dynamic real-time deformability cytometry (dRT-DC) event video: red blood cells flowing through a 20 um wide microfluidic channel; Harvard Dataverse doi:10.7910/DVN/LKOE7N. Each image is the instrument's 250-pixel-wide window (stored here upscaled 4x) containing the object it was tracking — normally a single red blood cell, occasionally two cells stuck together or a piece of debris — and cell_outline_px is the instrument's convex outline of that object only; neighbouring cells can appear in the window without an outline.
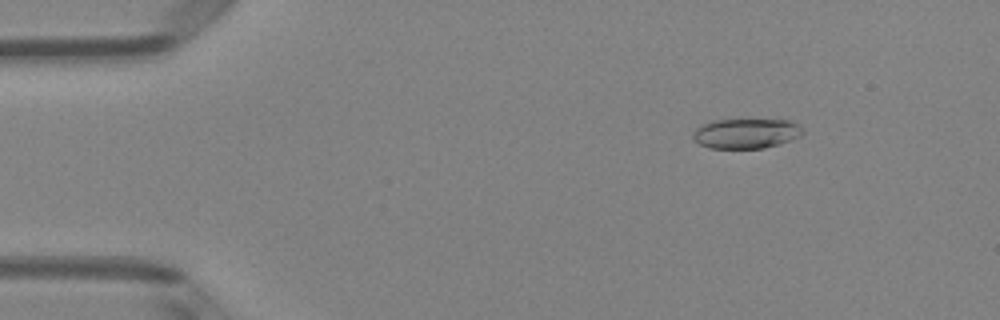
{"species": "Egyptian fruit bat (a non-hibernating species)", "species_latin": "Rousettus aegyptiacus", "temperature_condition": "room temperature", "stored_images_in_passage": 49, "camera_frame_rate_fps": 3000, "um_per_image_px": 0.085, "animal": {"sex": "female"}, "frame": {"image": 1, "passage_image": 5, "time_ms": 1.333, "image_size_px": [1000, 320], "cell_outline_px": [[804, 132], [800, 136], [792, 140], [780, 144], [764, 148], [708, 148], [700, 144], [692, 136], [692, 132], [696, 128], [712, 120], [788, 120], [804, 128]], "centroid_in_image_um": [63.43, 11.35], "position_along_channel_um": 21.6, "area_um2": 19.13}}
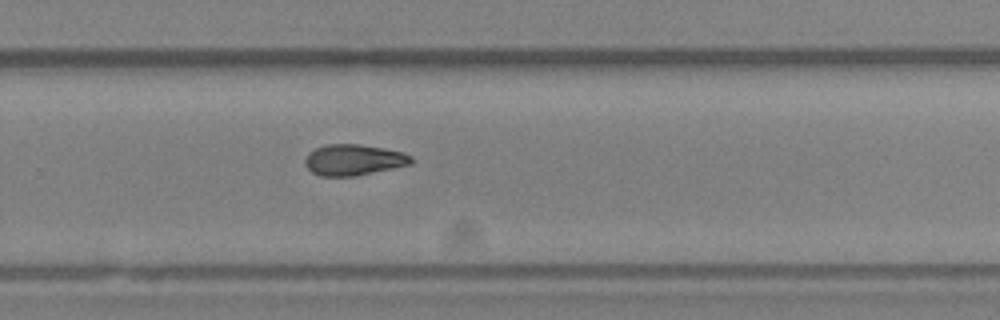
{"frame": {"image": 2, "passage_image": 32, "time_ms": 10.333, "image_size_px": [1000, 320], "cell_outline_px": [[412, 164], [352, 176], [320, 176], [312, 172], [304, 164], [304, 160], [308, 152], [316, 148], [328, 144], [360, 144], [384, 148], [404, 152], [412, 156]], "centroid_in_image_um": [30.04, 13.58], "position_along_channel_um": 299.8, "area_um2": 19.13}}
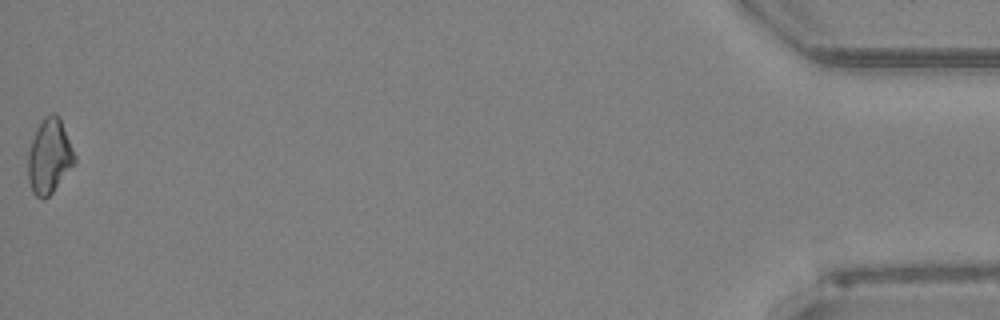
{"frame": {"image": 3, "passage_image": 49, "time_ms": 16.0, "image_size_px": [1000, 320], "cell_outline_px": [[76, 160], [52, 192], [44, 200], [40, 200], [32, 192], [28, 180], [28, 152], [36, 128], [44, 116], [52, 112], [56, 112], [60, 116], [76, 156]], "centroid_in_image_um": [4.18, 13.25], "position_along_channel_um": 431.0, "area_um2": 20.35}, "authors_computed_cell_mechanics": {"area_um2": 19.4208, "velocity_mm_per_s": 4.0168, "shape_relaxation_time_tau1_ms": null, "shape_relaxation_time_tau2_ms": 9.2956, "deformation_change_tau1": null, "deformation_change_tau2": 0.1763}}